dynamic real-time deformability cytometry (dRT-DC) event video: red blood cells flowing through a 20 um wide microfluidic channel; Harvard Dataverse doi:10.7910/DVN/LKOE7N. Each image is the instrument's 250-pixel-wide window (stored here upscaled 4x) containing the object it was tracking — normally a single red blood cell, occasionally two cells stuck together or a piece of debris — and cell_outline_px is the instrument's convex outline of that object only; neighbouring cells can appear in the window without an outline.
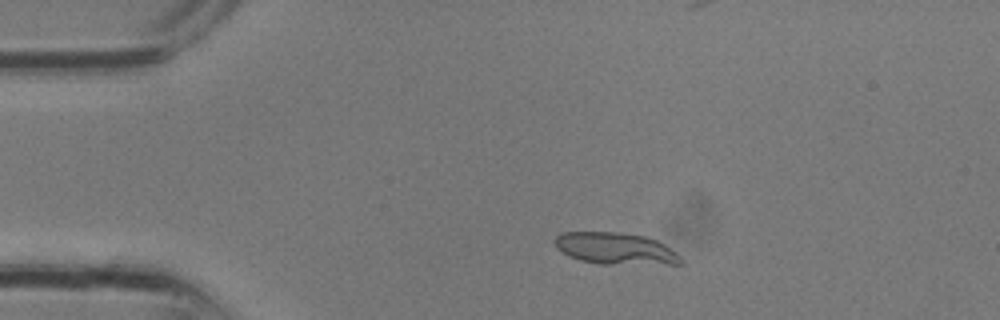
{"species": "common noctule bat (a hibernating species)", "species_latin": "Nyctalus noctula", "temperature_condition": "room temperature", "stored_images_in_passage": 14, "camera_frame_rate_fps": 3000, "um_per_image_px": 0.085, "animal": {"sex": "male", "body_mass_g": 13.3}, "frame": {"image": 1, "passage_image": 4, "time_ms": 1.0, "image_size_px": [1000, 320], "cell_outline_px": [[684, 264], [600, 264], [580, 260], [568, 256], [556, 248], [552, 240], [560, 232], [616, 232], [648, 236], [664, 244], [676, 252], [684, 260]], "centroid_in_image_um": [52.31, 21.12], "position_along_channel_um": 32.7, "area_um2": 23.7}}
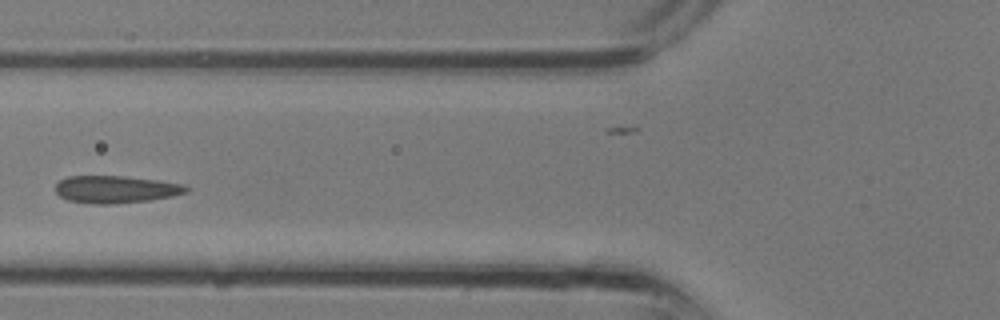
{"frame": {"image": 2, "passage_image": 10, "time_ms": 3.0, "image_size_px": [1000, 320], "cell_outline_px": [[188, 192], [172, 196], [148, 200], [112, 204], [92, 204], [68, 200], [60, 196], [56, 192], [56, 184], [60, 180], [68, 176], [124, 176], [156, 180], [184, 184], [188, 188]], "centroid_in_image_um": [9.83, 16.09], "position_along_channel_um": 116.0, "area_um2": 20.75}}
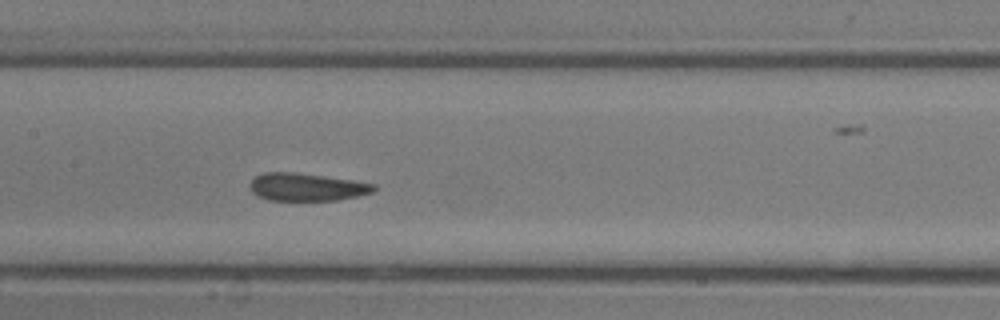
{"frame": {"image": 3, "passage_image": 13, "time_ms": 4.0, "image_size_px": [1000, 320], "cell_outline_px": [[376, 188], [372, 192], [360, 196], [336, 200], [268, 200], [252, 192], [248, 188], [248, 184], [256, 176], [264, 172], [296, 172], [352, 180], [376, 184]], "centroid_in_image_um": [26.06, 15.89], "position_along_channel_um": 181.3, "area_um2": 20.06}}